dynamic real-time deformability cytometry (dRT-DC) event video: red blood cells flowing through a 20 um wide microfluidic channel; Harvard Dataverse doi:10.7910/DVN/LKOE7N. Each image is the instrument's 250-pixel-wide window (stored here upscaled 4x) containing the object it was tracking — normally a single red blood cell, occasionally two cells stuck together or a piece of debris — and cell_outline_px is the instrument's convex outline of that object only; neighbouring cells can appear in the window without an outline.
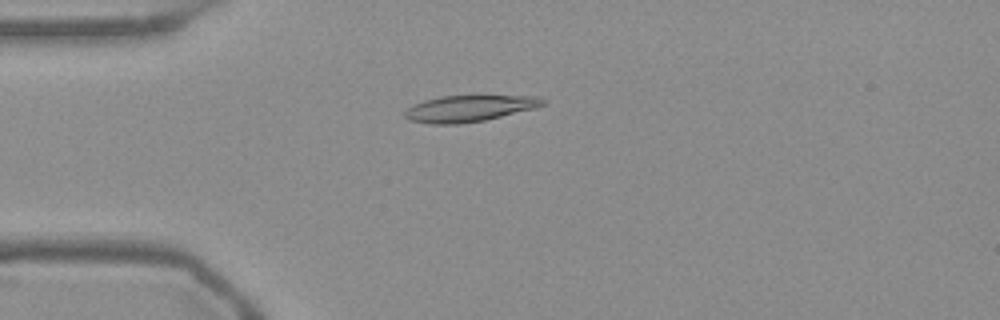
{"species": "Egyptian fruit bat (a non-hibernating species)", "species_latin": "Rousettus aegyptiacus", "temperature_condition": "warm", "stored_images_in_passage": 47, "camera_frame_rate_fps": 3000, "um_per_image_px": 0.085, "frame": {"image": 1, "passage_image": 7, "time_ms": 2.0, "image_size_px": [1000, 320], "cell_outline_px": [[548, 100], [544, 104], [536, 108], [484, 120], [460, 124], [428, 124], [408, 120], [404, 116], [404, 112], [412, 104], [424, 100], [440, 96], [540, 96]], "centroid_in_image_um": [39.87, 9.22], "position_along_channel_um": 45.1, "area_um2": 21.33}}
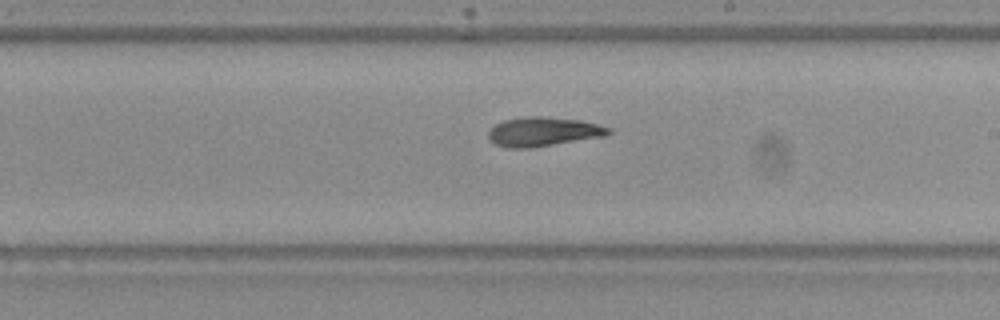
{"frame": {"image": 2, "passage_image": 24, "time_ms": 7.667, "image_size_px": [1000, 320], "cell_outline_px": [[612, 132], [604, 136], [532, 148], [508, 148], [496, 144], [488, 136], [488, 132], [496, 124], [504, 120], [524, 116], [540, 116], [580, 120], [612, 128]], "centroid_in_image_um": [46.19, 11.19], "position_along_channel_um": 242.8, "area_um2": 20.35}}
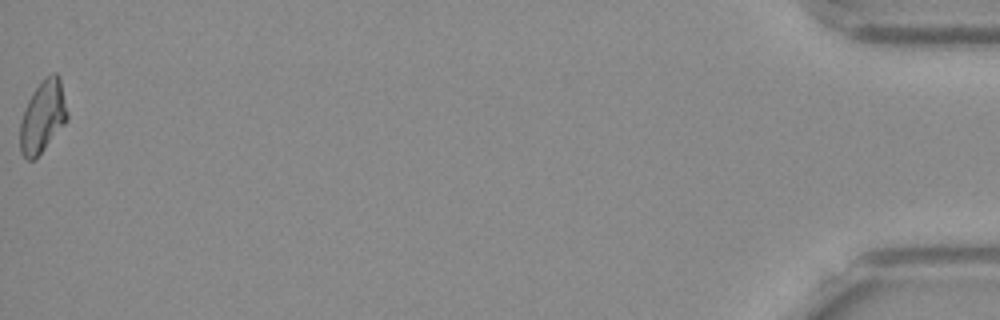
{"frame": {"image": 3, "passage_image": 47, "time_ms": 15.333, "image_size_px": [1000, 320], "cell_outline_px": [[68, 120], [44, 148], [32, 160], [28, 160], [20, 152], [20, 120], [28, 100], [32, 92], [44, 76], [52, 72], [56, 72], [60, 76], [68, 112]], "centroid_in_image_um": [3.64, 9.84], "position_along_channel_um": 431.6, "area_um2": 19.88}, "authors_computed_cell_mechanics": {"area_um2": 20.2878, "velocity_mm_per_s": 3.7878, "shape_relaxation_time_tau1_ms": null, "shape_relaxation_time_tau2_ms": 11.2076, "deformation_change_tau1": null, "deformation_change_tau2": 0.1901}}